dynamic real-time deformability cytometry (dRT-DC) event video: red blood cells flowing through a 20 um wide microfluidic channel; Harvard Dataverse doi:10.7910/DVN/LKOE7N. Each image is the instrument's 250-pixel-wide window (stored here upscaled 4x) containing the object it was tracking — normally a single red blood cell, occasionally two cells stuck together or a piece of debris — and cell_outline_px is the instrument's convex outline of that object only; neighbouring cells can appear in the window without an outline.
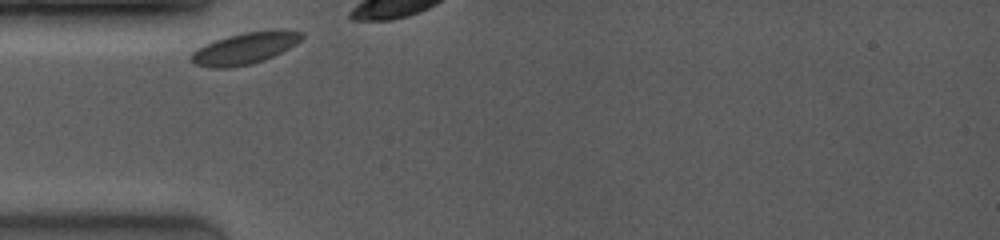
{"species": "common noctule bat (a hibernating species)", "species_latin": "Nyctalus noctula", "temperature_condition": "room temperature", "stored_images_in_passage": 4, "camera_frame_rate_fps": 4000, "um_per_image_px": 0.085, "animal": {"sex": "female", "body_mass_g": 19.0, "forearm_length_mm": 53.3}, "frame": {"image": 1, "passage_image": 1, "time_ms": 0.0, "image_size_px": [1000, 240], "cell_outline_px": [[304, 36], [296, 44], [264, 60], [252, 64], [228, 68], [212, 68], [196, 64], [188, 56], [192, 52], [204, 44], [228, 36], [244, 32], [304, 32]], "centroid_in_image_um": [20.72, 4.15], "position_along_channel_um": 64.3, "area_um2": 19.65}}